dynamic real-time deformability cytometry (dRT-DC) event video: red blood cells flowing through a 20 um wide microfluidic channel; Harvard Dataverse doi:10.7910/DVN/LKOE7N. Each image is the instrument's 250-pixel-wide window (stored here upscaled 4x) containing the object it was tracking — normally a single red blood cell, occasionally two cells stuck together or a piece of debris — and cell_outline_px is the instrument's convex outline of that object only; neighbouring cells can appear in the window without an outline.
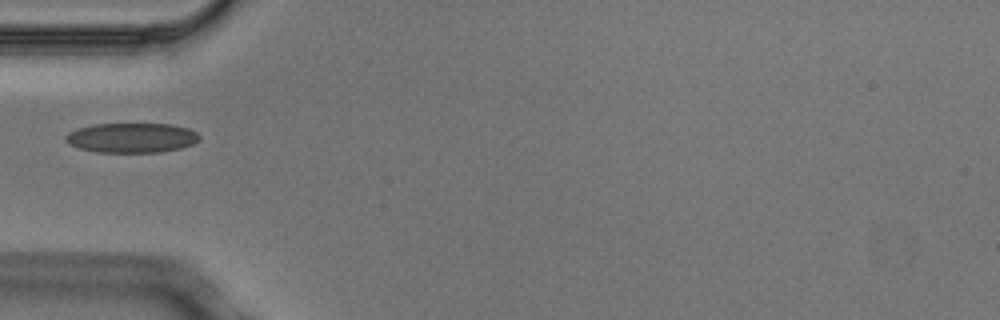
{"species": "Egyptian fruit bat (a non-hibernating species)", "species_latin": "Rousettus aegyptiacus", "temperature_condition": "cold", "stored_images_in_passage": 6, "camera_frame_rate_fps": 3000, "um_per_image_px": 0.085, "animal": {"sex": "male"}, "frame": {"image": 1, "passage_image": 5, "time_ms": 1.333, "image_size_px": [1000, 320], "cell_outline_px": [[200, 140], [192, 144], [180, 148], [160, 152], [96, 152], [80, 148], [64, 140], [64, 136], [68, 132], [76, 128], [92, 124], [172, 124], [188, 128], [196, 132], [200, 136]], "centroid_in_image_um": [11.18, 11.7], "position_along_channel_um": 73.8, "area_um2": 23.24}}
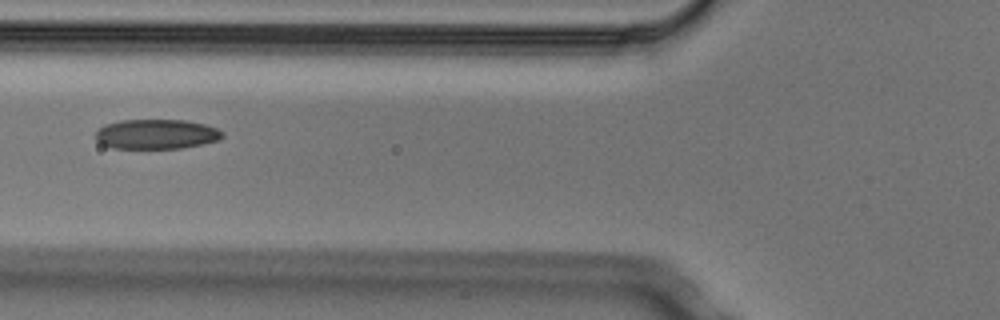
{"frame": {"image": 2, "passage_image": 6, "time_ms": 1.667, "image_size_px": [1000, 320], "cell_outline_px": [[224, 136], [220, 140], [180, 148], [112, 148], [100, 144], [96, 140], [96, 132], [104, 124], [120, 120], [184, 120], [204, 124], [216, 128], [224, 132]], "centroid_in_image_um": [13.28, 11.4], "position_along_channel_um": 112.5, "area_um2": 22.02}}